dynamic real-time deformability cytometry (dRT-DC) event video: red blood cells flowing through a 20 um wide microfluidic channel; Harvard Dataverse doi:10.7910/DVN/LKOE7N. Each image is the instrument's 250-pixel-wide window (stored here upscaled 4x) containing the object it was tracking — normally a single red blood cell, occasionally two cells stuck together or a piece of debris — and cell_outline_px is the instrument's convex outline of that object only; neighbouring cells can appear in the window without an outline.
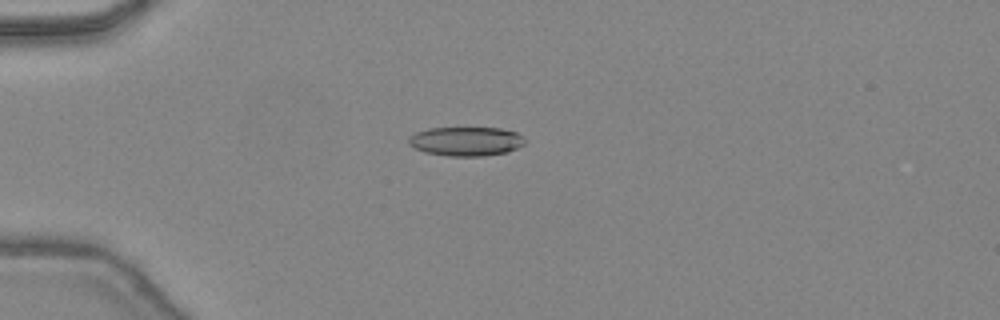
{"species": "common noctule bat (a hibernating species)", "species_latin": "Nyctalus noctula", "temperature_condition": "warm", "stored_images_in_passage": 44, "camera_frame_rate_fps": 3000, "um_per_image_px": 0.085, "animal": {"sex": "female", "body_mass_g": 24.6, "forearm_length_mm": 56.2}, "frame": {"image": 1, "passage_image": 11, "time_ms": 3.333, "image_size_px": [1000, 320], "cell_outline_px": [[528, 140], [524, 144], [508, 152], [484, 156], [448, 156], [424, 152], [408, 144], [408, 136], [416, 132], [428, 128], [500, 128], [516, 132]], "centroid_in_image_um": [39.62, 12.01], "position_along_channel_um": 45.4, "area_um2": 19.88}}
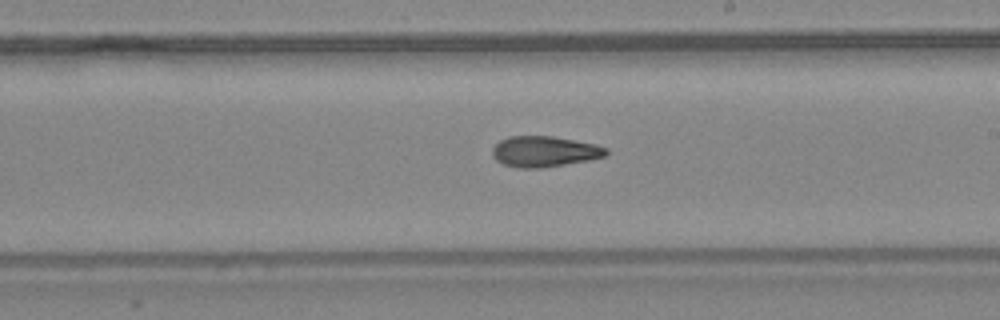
{"frame": {"image": 2, "passage_image": 26, "time_ms": 8.333, "image_size_px": [1000, 320], "cell_outline_px": [[608, 152], [604, 156], [588, 160], [540, 168], [520, 168], [504, 164], [496, 160], [492, 156], [492, 148], [500, 140], [508, 136], [552, 136], [596, 144], [608, 148]], "centroid_in_image_um": [46.25, 12.87], "position_along_channel_um": 242.7, "area_um2": 20.29}}
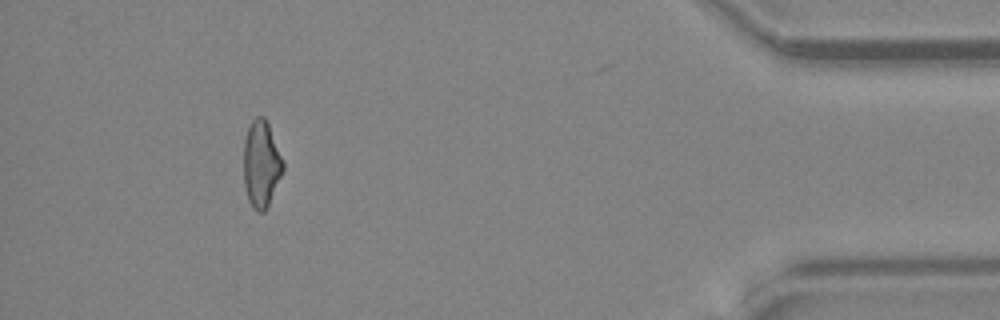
{"frame": {"image": 3, "passage_image": 41, "time_ms": 13.333, "image_size_px": [1000, 320], "cell_outline_px": [[284, 168], [268, 204], [264, 212], [256, 212], [252, 208], [248, 200], [244, 184], [244, 140], [248, 128], [252, 120], [256, 116], [264, 116], [268, 124], [284, 160]], "centroid_in_image_um": [22.2, 13.93], "position_along_channel_um": 413.0, "area_um2": 19.83}, "authors_computed_cell_mechanics": {"area_um2": 20.2878, "velocity_mm_per_s": 4.5107, "shape_relaxation_time_tau1_ms": 6.3597, "shape_relaxation_time_tau2_ms": 4.3882, "deformation_change_tau1": 0.2008, "deformation_change_tau2": 0.134}}